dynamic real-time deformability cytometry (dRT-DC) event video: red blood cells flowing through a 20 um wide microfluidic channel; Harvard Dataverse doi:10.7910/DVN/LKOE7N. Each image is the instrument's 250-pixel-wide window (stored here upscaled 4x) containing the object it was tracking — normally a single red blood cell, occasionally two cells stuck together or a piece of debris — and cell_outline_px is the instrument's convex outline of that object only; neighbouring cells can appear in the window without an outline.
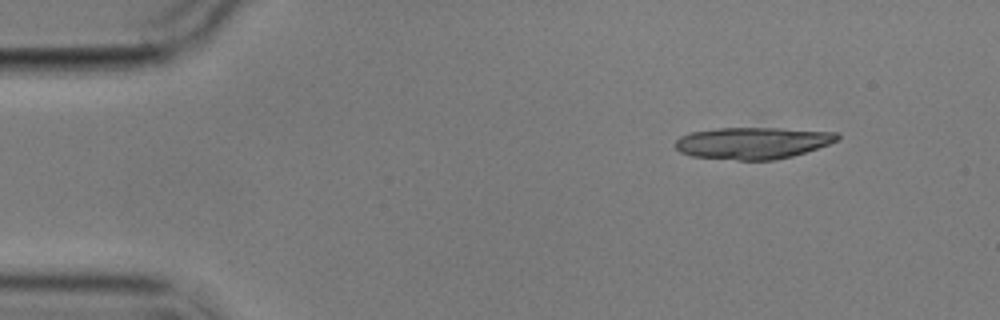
{"species": "common noctule bat (a hibernating species)", "species_latin": "Nyctalus noctula", "temperature_condition": "cold", "stored_images_in_passage": 5, "camera_frame_rate_fps": 3000, "um_per_image_px": 0.085, "animal": {"sex": "male", "body_mass_g": 17.9}, "frame": {"image": 1, "passage_image": 1, "time_ms": 0.0, "image_size_px": [1000, 320], "cell_outline_px": [[840, 140], [792, 156], [772, 160], [736, 160], [692, 156], [680, 152], [676, 148], [676, 140], [680, 136], [688, 132], [716, 128], [780, 128], [836, 132], [840, 136]], "centroid_in_image_um": [63.96, 12.14], "position_along_channel_um": 21.0, "area_um2": 30.0}}